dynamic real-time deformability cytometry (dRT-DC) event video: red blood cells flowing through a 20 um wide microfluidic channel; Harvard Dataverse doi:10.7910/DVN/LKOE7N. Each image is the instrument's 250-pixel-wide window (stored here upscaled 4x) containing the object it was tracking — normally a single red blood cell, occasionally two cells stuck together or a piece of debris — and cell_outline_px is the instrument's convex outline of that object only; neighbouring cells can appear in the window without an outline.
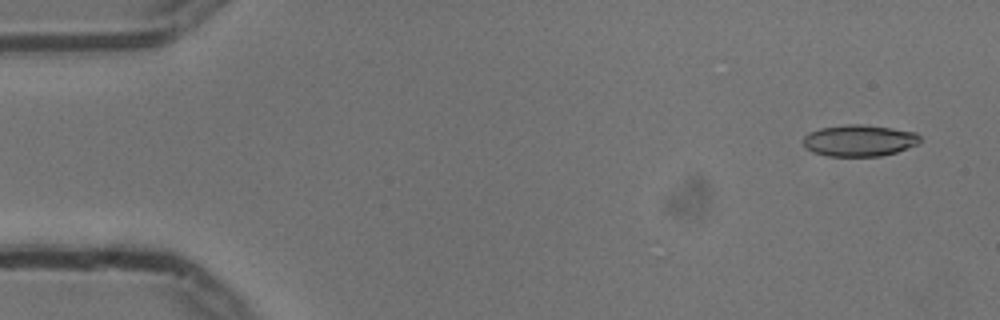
{"species": "common noctule bat (a hibernating species)", "species_latin": "Nyctalus noctula", "temperature_condition": "cold", "stored_images_in_passage": 54, "camera_frame_rate_fps": 3000, "um_per_image_px": 0.085, "animal": {"sex": "male", "body_mass_g": 13.3}, "frame": {"image": 1, "passage_image": 3, "time_ms": 0.667, "image_size_px": [1000, 320], "cell_outline_px": [[920, 144], [896, 152], [880, 156], [828, 156], [812, 152], [804, 144], [804, 136], [808, 132], [820, 128], [844, 124], [860, 124], [892, 128], [916, 132], [920, 136]], "centroid_in_image_um": [73.06, 11.94], "position_along_channel_um": 11.9, "area_um2": 21.56}}
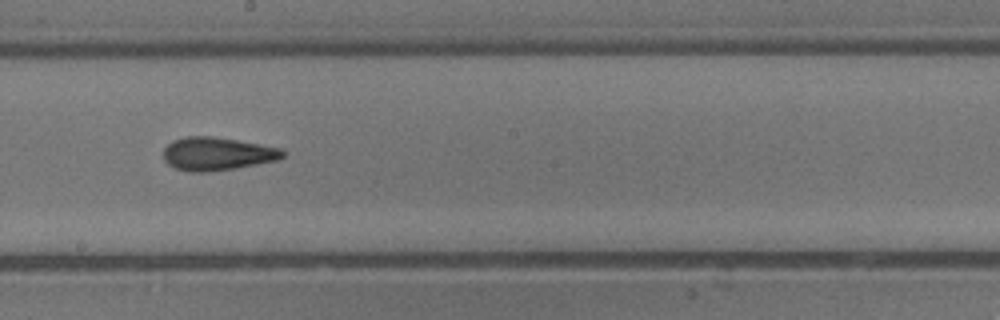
{"frame": {"image": 2, "passage_image": 30, "time_ms": 9.667, "image_size_px": [1000, 320], "cell_outline_px": [[284, 156], [276, 160], [236, 168], [208, 172], [188, 172], [176, 168], [168, 164], [164, 160], [164, 148], [172, 140], [184, 136], [212, 136], [236, 140], [280, 148], [284, 152]], "centroid_in_image_um": [18.4, 13.07], "position_along_channel_um": 229.8, "area_um2": 22.95}}
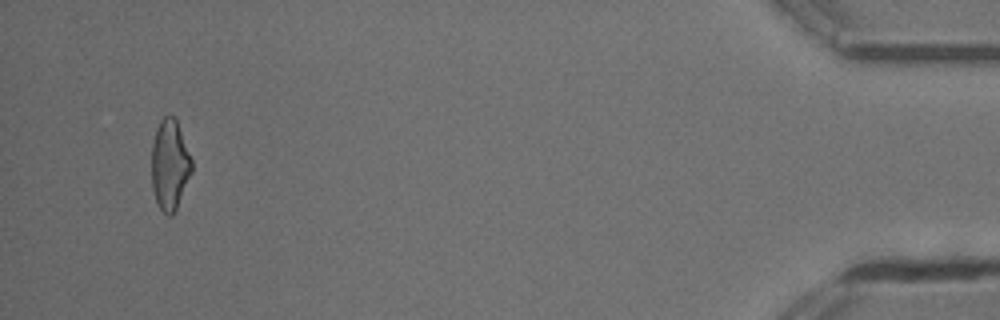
{"frame": {"image": 3, "passage_image": 52, "time_ms": 17.0, "image_size_px": [1000, 320], "cell_outline_px": [[192, 172], [176, 208], [172, 216], [168, 216], [156, 204], [152, 188], [152, 144], [156, 128], [160, 120], [164, 116], [176, 116], [192, 160]], "centroid_in_image_um": [14.43, 13.99], "position_along_channel_um": 420.8, "area_um2": 21.27}, "authors_computed_cell_mechanics": {"area_um2": 21.7617, "velocity_mm_per_s": 3.7457, "shape_relaxation_time_tau1_ms": 7.712, "shape_relaxation_time_tau2_ms": 3.2796, "deformation_change_tau1": 0.1871, "deformation_change_tau2": 0.1196}}